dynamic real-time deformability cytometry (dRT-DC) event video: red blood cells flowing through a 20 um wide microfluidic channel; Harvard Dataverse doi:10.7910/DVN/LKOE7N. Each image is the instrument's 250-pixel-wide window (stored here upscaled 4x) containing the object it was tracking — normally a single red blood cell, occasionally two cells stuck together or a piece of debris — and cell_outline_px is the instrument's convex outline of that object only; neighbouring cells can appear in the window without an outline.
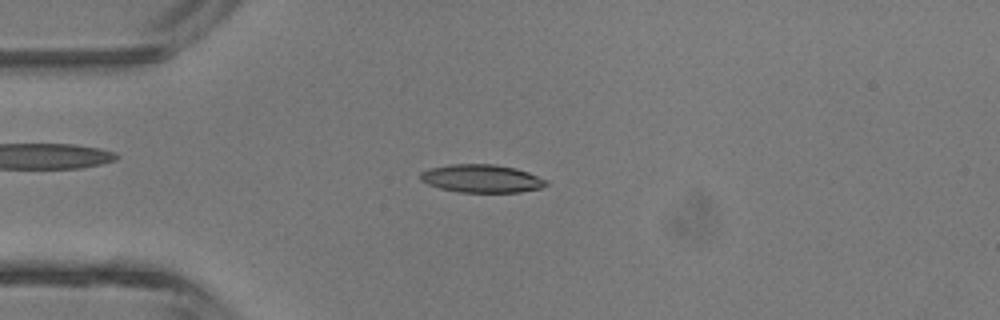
{"species": "common noctule bat (a hibernating species)", "species_latin": "Nyctalus noctula", "temperature_condition": "room temperature", "stored_images_in_passage": 3, "camera_frame_rate_fps": 3000, "um_per_image_px": 0.085, "animal": {"sex": "male", "body_mass_g": 13.3}, "frame": {"image": 1, "passage_image": 3, "time_ms": 2.333, "image_size_px": [1000, 320], "cell_outline_px": [[548, 184], [540, 188], [520, 192], [460, 192], [440, 188], [428, 184], [420, 180], [420, 172], [428, 168], [452, 164], [496, 164], [516, 168], [528, 172], [548, 180]], "centroid_in_image_um": [40.94, 15.17], "position_along_channel_um": 44.1, "area_um2": 20.63}}